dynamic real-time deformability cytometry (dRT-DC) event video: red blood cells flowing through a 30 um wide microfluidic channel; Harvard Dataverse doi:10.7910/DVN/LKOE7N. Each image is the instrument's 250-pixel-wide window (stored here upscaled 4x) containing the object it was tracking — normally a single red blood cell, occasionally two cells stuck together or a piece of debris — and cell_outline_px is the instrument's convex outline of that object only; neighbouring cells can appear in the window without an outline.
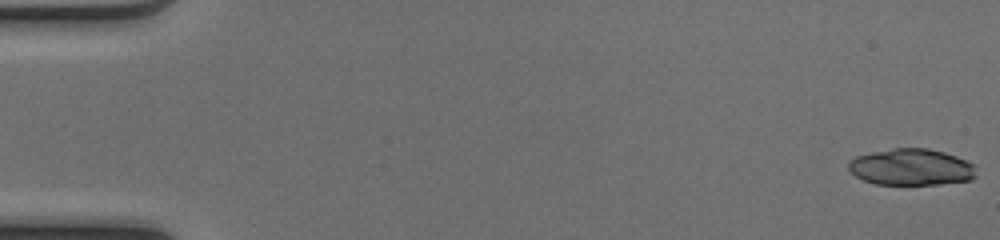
{"species": "common noctule bat (a hibernating species)", "species_latin": "Nyctalus noctula", "temperature_condition": "cold", "stored_images_in_passage": 40, "segment_of_instrument_passage": [1, 2], "camera_frame_rate_fps": 3000, "um_per_image_px": 0.085, "animal": {"sex": "female", "body_mass_g": 17.0, "forearm_length_mm": 48.0}, "frame": {"image": 1, "passage_image": 1, "time_ms": 0.0, "image_size_px": [1000, 240], "cell_outline_px": [[976, 176], [972, 180], [940, 184], [876, 184], [864, 180], [856, 176], [848, 168], [848, 164], [856, 156], [872, 152], [892, 148], [928, 148], [944, 152], [956, 156], [972, 164]], "centroid_in_image_um": [77.46, 14.2], "position_along_channel_um": 7.5, "area_um2": 26.99}}
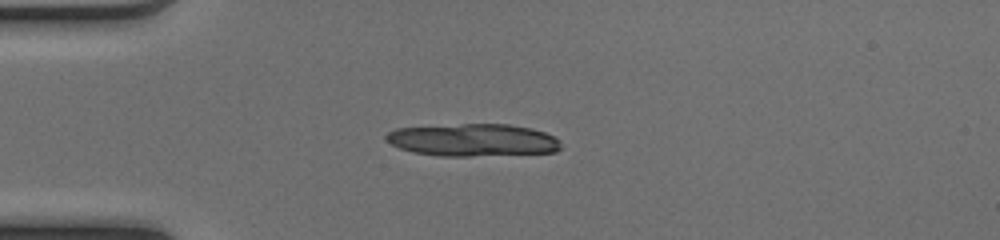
{"frame": {"image": 2, "passage_image": 14, "time_ms": 4.333, "image_size_px": [1000, 240], "cell_outline_px": [[560, 148], [556, 152], [472, 156], [440, 156], [412, 152], [400, 148], [384, 140], [384, 136], [388, 132], [396, 128], [464, 124], [508, 124], [532, 128], [544, 132], [560, 140]], "centroid_in_image_um": [40.18, 11.9], "position_along_channel_um": 44.8, "area_um2": 33.12}}